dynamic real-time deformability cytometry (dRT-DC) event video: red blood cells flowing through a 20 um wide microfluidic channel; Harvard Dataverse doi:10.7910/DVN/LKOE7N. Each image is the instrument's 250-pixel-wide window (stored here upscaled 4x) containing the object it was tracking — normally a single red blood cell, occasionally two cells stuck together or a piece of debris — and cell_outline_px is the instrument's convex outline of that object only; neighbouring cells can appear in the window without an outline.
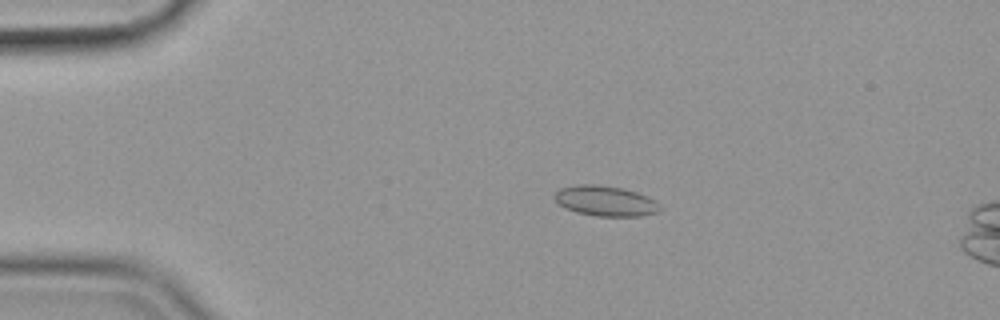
{"species": "common noctule bat (a hibernating species)", "species_latin": "Nyctalus noctula", "temperature_condition": "cold", "stored_images_in_passage": 56, "camera_frame_rate_fps": 3000, "um_per_image_px": 0.085, "animal": {"sex": "female", "body_mass_g": 19.9}, "frame": {"image": 1, "passage_image": 11, "time_ms": 3.333, "image_size_px": [1000, 320], "cell_outline_px": [[664, 208], [656, 212], [640, 216], [596, 216], [576, 212], [564, 208], [552, 196], [560, 188], [576, 184], [596, 184], [624, 188], [648, 196], [656, 200]], "centroid_in_image_um": [51.48, 17.07], "position_along_channel_um": 33.5, "area_um2": 18.84}}
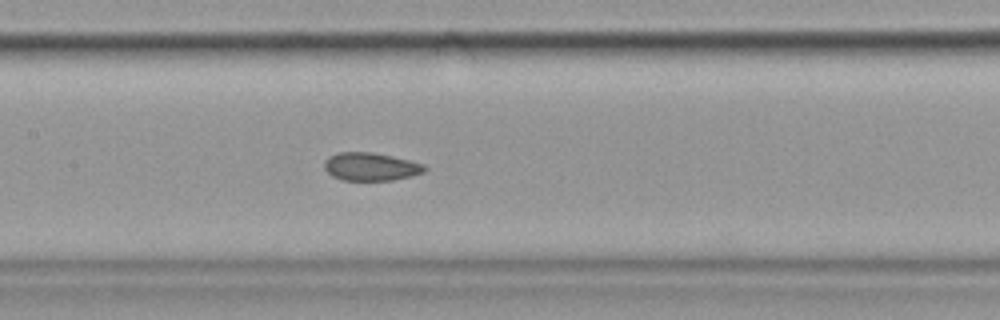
{"frame": {"image": 2, "passage_image": 27, "time_ms": 8.667, "image_size_px": [1000, 320], "cell_outline_px": [[428, 168], [424, 172], [412, 176], [392, 180], [344, 180], [332, 176], [324, 168], [324, 160], [328, 156], [336, 152], [372, 152], [392, 156], [424, 164]], "centroid_in_image_um": [31.5, 14.16], "position_along_channel_um": 175.9, "area_um2": 16.47}}
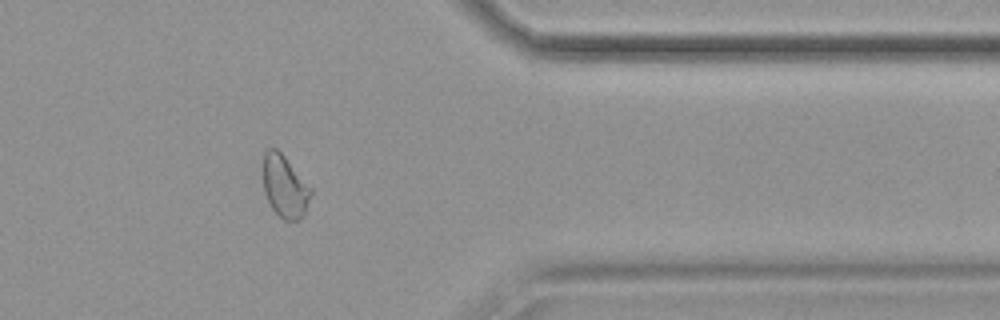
{"frame": {"image": 3, "passage_image": 46, "time_ms": 15.0, "image_size_px": [1000, 320], "cell_outline_px": [[312, 192], [304, 212], [300, 220], [284, 220], [272, 208], [264, 192], [264, 152], [268, 148], [276, 148], [284, 156], [312, 188]], "centroid_in_image_um": [24.21, 15.84], "position_along_channel_um": 387.2, "area_um2": 16.99}, "authors_computed_cell_mechanics": {"area_um2": 17.4845, "velocity_mm_per_s": 3.5455, "shape_relaxation_time_tau1_ms": null, "shape_relaxation_time_tau2_ms": 1.618, "deformation_change_tau1": null, "deformation_change_tau2": 0.0455}}